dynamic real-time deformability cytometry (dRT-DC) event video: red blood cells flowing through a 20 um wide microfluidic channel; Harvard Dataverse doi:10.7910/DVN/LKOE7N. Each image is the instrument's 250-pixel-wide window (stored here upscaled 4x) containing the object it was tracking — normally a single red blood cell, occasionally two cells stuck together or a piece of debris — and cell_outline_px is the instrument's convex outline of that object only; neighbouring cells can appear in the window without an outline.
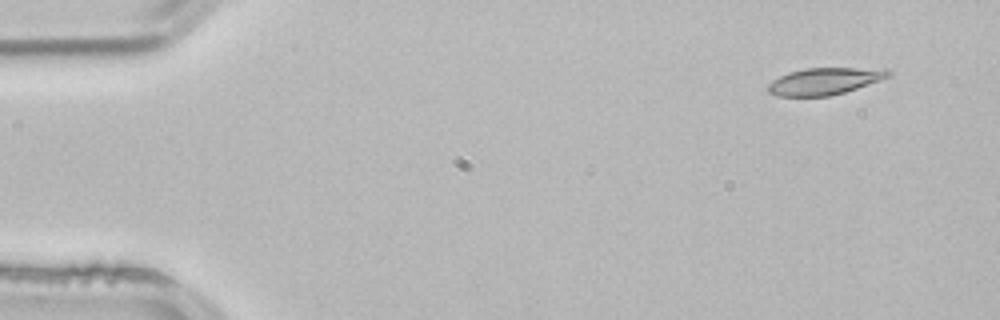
{"species": "common noctule bat (a hibernating species)", "species_latin": "Nyctalus noctula", "temperature_condition": "room temperature", "stored_images_in_passage": 3, "camera_frame_rate_fps": 3000, "um_per_image_px": 0.085, "animal": {"sex": "male", "body_mass_g": 21.5, "forearm_length_mm": 52.0}, "frame": {"image": 1, "passage_image": 1, "time_ms": 0.0, "image_size_px": [1000, 320], "cell_outline_px": [[892, 76], [844, 92], [828, 96], [776, 96], [768, 92], [764, 88], [772, 80], [788, 72], [804, 68], [888, 68], [892, 72]], "centroid_in_image_um": [70.08, 6.89], "position_along_channel_um": 14.9, "area_um2": 19.07}}
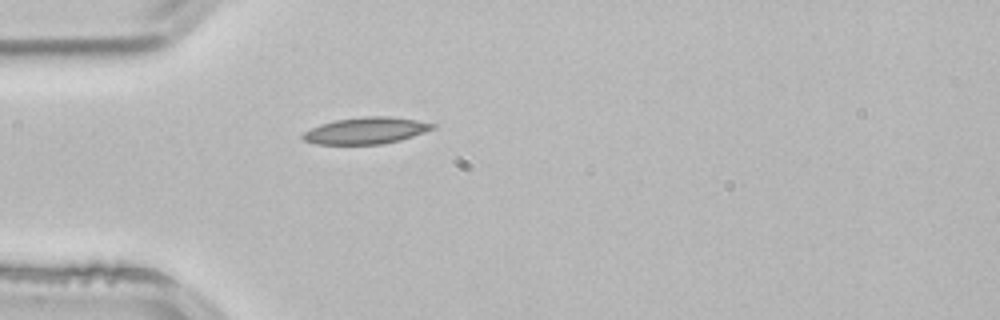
{"frame": {"image": 2, "passage_image": 3, "time_ms": 0.667, "image_size_px": [1000, 320], "cell_outline_px": [[436, 128], [400, 140], [380, 144], [316, 144], [304, 140], [300, 136], [304, 132], [320, 124], [336, 120], [364, 116], [392, 116], [416, 120], [436, 124]], "centroid_in_image_um": [31.11, 11.09], "position_along_channel_um": 53.9, "area_um2": 20.06}}